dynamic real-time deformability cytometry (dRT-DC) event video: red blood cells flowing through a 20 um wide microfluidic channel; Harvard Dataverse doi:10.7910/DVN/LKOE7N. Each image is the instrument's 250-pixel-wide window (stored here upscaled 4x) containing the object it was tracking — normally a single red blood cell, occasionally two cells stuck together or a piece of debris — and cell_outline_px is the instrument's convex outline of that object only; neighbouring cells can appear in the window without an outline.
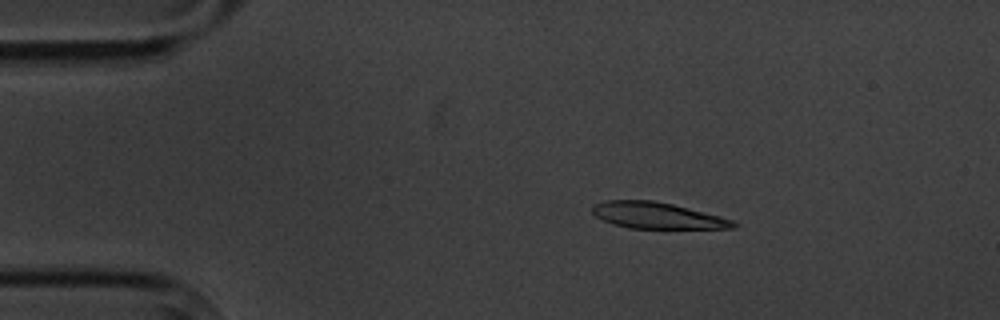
{"species": "common noctule bat (a hibernating species)", "species_latin": "Nyctalus noctula", "temperature_condition": "cold", "stored_images_in_passage": 4, "camera_frame_rate_fps": 3000, "um_per_image_px": 0.085, "animal": {"sex": "male", "body_mass_g": 20.1, "forearm_length_mm": 53.5}, "frame": {"image": 1, "passage_image": 1, "time_ms": 0.0, "image_size_px": [1000, 320], "cell_outline_px": [[736, 228], [628, 228], [612, 224], [596, 216], [592, 212], [592, 204], [604, 200], [652, 200], [672, 204], [720, 216], [732, 220], [736, 224]], "centroid_in_image_um": [55.8, 18.31], "position_along_channel_um": 29.2, "area_um2": 21.44}}
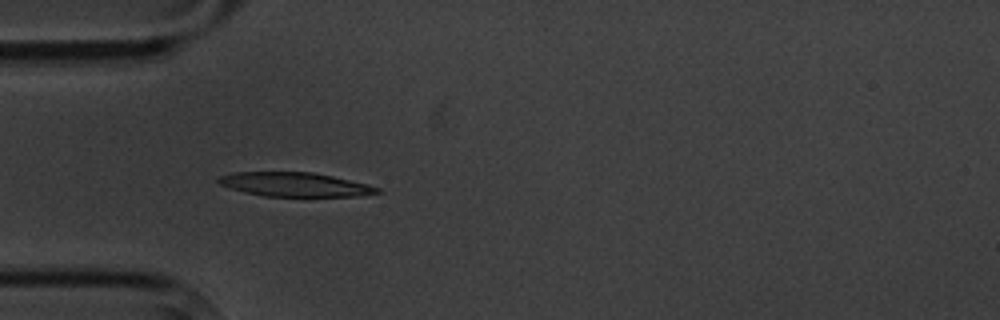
{"frame": {"image": 2, "passage_image": 3, "time_ms": 2.333, "image_size_px": [1000, 320], "cell_outline_px": [[380, 192], [360, 196], [264, 196], [244, 192], [220, 184], [216, 180], [220, 176], [232, 172], [312, 172], [332, 176], [368, 184], [380, 188]], "centroid_in_image_um": [25.06, 15.68], "position_along_channel_um": 59.9, "area_um2": 22.14}}
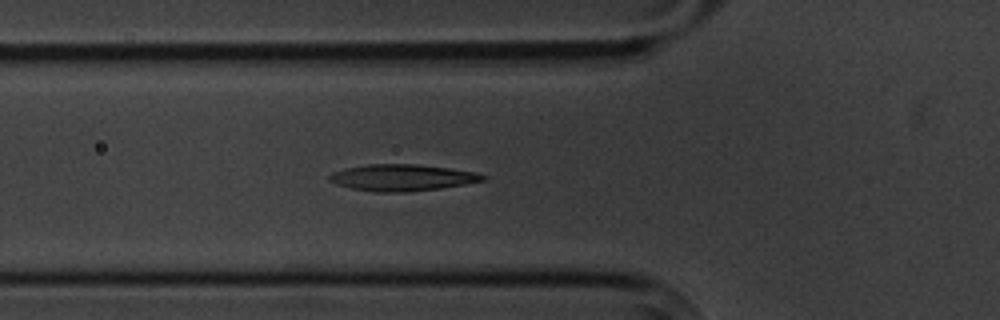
{"frame": {"image": 3, "passage_image": 4, "time_ms": 3.333, "image_size_px": [1000, 320], "cell_outline_px": [[488, 180], [440, 188], [404, 192], [376, 192], [352, 188], [336, 184], [328, 180], [328, 176], [332, 172], [344, 168], [368, 164], [416, 164], [448, 168], [476, 172], [488, 176]], "centroid_in_image_um": [34.19, 15.09], "position_along_channel_um": 91.6, "area_um2": 23.76}}